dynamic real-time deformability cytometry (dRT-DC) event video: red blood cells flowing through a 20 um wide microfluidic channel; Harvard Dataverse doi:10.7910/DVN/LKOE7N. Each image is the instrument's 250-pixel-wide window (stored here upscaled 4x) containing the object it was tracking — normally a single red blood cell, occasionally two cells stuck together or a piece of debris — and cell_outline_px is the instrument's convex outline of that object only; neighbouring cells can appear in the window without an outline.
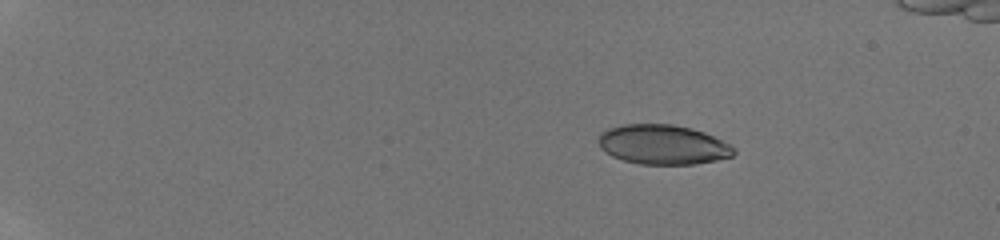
{"species": "human", "species_latin": "Homo sapiens", "temperature_condition": "room temperature", "stored_images_in_passage": 14, "camera_frame_rate_fps": 3000, "um_per_image_px": 0.085, "donor": {"sex": "male"}, "frame": {"image": 1, "passage_image": 3, "time_ms": 2.333, "image_size_px": [1000, 240], "cell_outline_px": [[736, 152], [732, 156], [716, 160], [696, 164], [640, 164], [624, 160], [612, 156], [604, 152], [600, 148], [600, 132], [608, 128], [620, 124], [672, 124], [692, 128], [704, 132], [736, 148]], "centroid_in_image_um": [56.33, 12.29], "position_along_channel_um": 28.7, "area_um2": 31.27}}
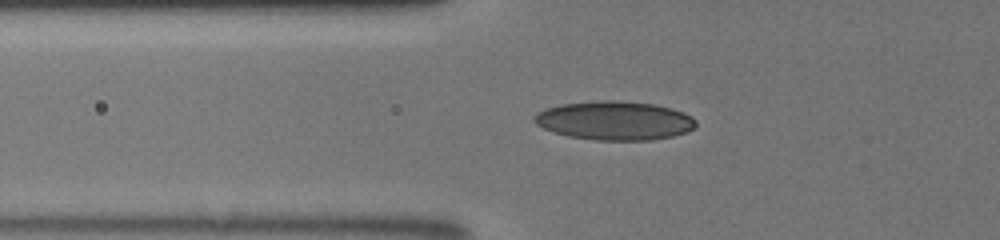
{"frame": {"image": 2, "passage_image": 12, "time_ms": 6.333, "image_size_px": [1000, 240], "cell_outline_px": [[696, 128], [688, 132], [672, 136], [652, 140], [596, 140], [568, 136], [544, 128], [536, 124], [532, 120], [532, 116], [536, 112], [544, 108], [560, 104], [600, 100], [616, 100], [656, 104], [672, 108], [684, 112], [692, 116], [696, 120]], "centroid_in_image_um": [52.25, 10.24], "position_along_channel_um": 73.5, "area_um2": 36.99}}